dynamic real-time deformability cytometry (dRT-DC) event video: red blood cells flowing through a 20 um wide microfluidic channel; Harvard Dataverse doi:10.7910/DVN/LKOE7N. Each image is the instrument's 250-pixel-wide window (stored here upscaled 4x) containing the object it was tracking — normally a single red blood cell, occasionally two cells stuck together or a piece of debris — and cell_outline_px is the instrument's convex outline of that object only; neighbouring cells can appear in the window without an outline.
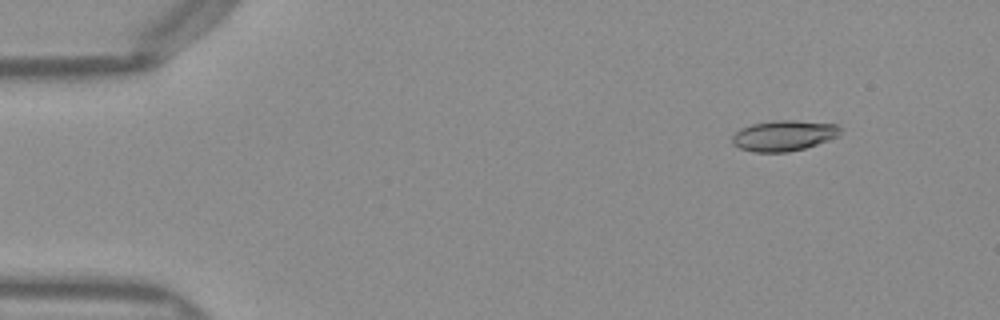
{"species": "Egyptian fruit bat (a non-hibernating species)", "species_latin": "Rousettus aegyptiacus", "temperature_condition": "warm", "stored_images_in_passage": 47, "camera_frame_rate_fps": 3000, "um_per_image_px": 0.085, "frame": {"image": 1, "passage_image": 2, "time_ms": 0.333, "image_size_px": [1000, 320], "cell_outline_px": [[840, 136], [804, 148], [788, 152], [756, 152], [740, 148], [732, 144], [732, 136], [740, 128], [752, 124], [772, 120], [796, 120], [836, 124], [840, 128]], "centroid_in_image_um": [66.61, 11.52], "position_along_channel_um": 18.4, "area_um2": 19.31}}
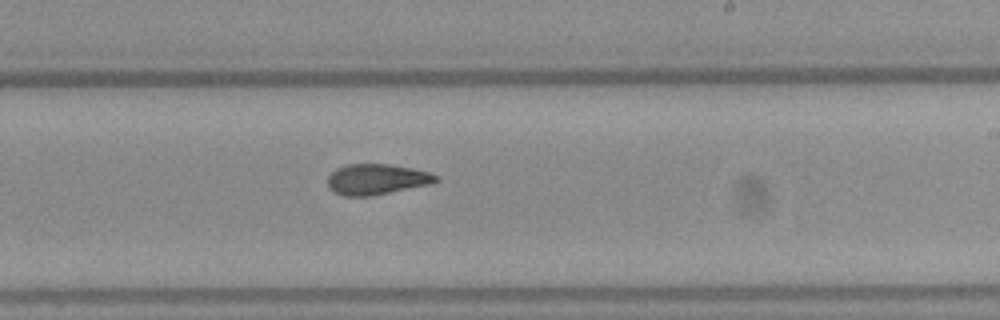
{"frame": {"image": 2, "passage_image": 27, "time_ms": 8.667, "image_size_px": [1000, 320], "cell_outline_px": [[440, 180], [428, 184], [372, 196], [344, 196], [332, 192], [328, 188], [328, 176], [336, 168], [348, 164], [388, 164], [412, 168], [428, 172], [436, 176]], "centroid_in_image_um": [31.95, 15.24], "position_along_channel_um": 257.0, "area_um2": 19.25}}
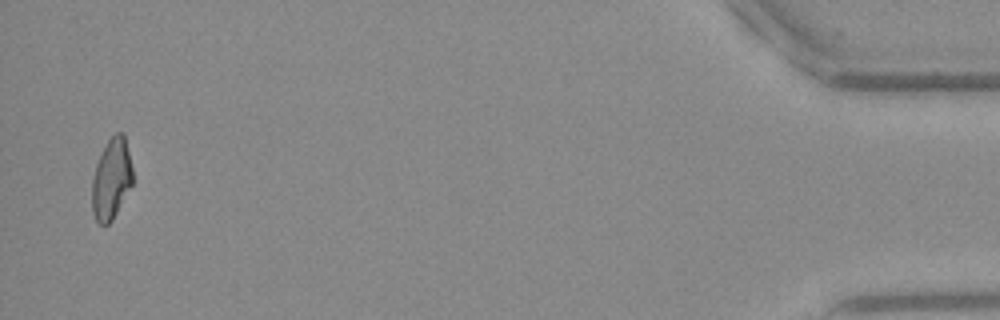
{"frame": {"image": 3, "passage_image": 46, "time_ms": 15.0, "image_size_px": [1000, 320], "cell_outline_px": [[136, 180], [112, 220], [108, 224], [100, 224], [96, 220], [92, 212], [92, 176], [96, 164], [108, 140], [116, 132], [124, 132]], "centroid_in_image_um": [9.51, 15.21], "position_along_channel_um": 425.7, "area_um2": 19.59}, "authors_computed_cell_mechanics": {"area_um2": 19.5942, "velocity_mm_per_s": 4.0285, "shape_relaxation_time_tau1_ms": 5.9521, "shape_relaxation_time_tau2_ms": 2.6681, "deformation_change_tau1": 0.2094, "deformation_change_tau2": 0.1037}}